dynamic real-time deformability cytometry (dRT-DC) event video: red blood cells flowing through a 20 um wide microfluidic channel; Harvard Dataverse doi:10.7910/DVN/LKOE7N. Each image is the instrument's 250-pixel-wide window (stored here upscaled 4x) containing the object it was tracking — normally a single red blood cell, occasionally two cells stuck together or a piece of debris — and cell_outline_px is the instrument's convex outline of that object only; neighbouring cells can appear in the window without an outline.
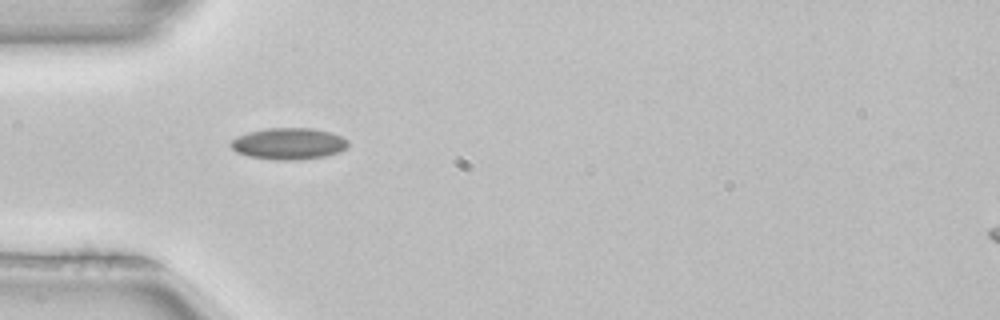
{"species": "common noctule bat (a hibernating species)", "species_latin": "Nyctalus noctula", "temperature_condition": "room temperature", "stored_images_in_passage": 2, "camera_frame_rate_fps": 3000, "um_per_image_px": 0.085, "animal": {"sex": "female", "body_mass_g": 22.7, "forearm_length_mm": 54.2}, "frame": {"image": 1, "passage_image": 2, "time_ms": 0.333, "image_size_px": [1000, 320], "cell_outline_px": [[348, 144], [340, 152], [324, 156], [300, 160], [276, 160], [248, 156], [236, 152], [228, 144], [232, 140], [248, 132], [268, 128], [312, 128], [332, 132], [348, 140]], "centroid_in_image_um": [24.54, 12.21], "position_along_channel_um": 60.5, "area_um2": 21.56}}